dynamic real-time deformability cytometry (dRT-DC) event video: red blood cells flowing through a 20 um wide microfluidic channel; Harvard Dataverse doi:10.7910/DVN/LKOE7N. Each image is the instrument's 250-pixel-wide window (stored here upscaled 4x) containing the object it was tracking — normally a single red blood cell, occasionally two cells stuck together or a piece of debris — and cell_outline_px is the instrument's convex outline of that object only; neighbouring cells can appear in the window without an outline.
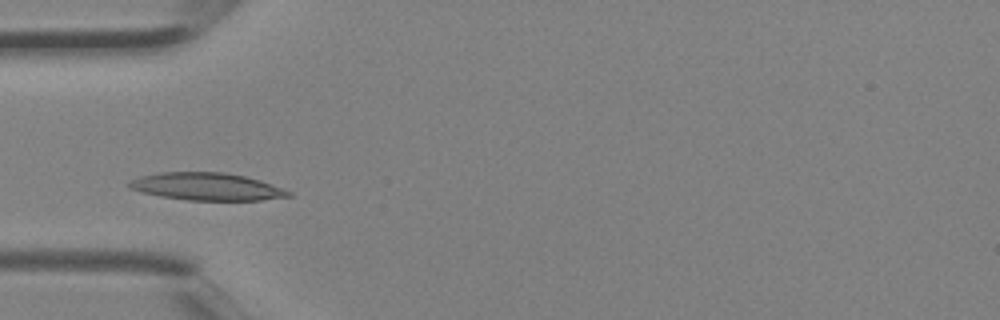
{"species": "Egyptian fruit bat (a non-hibernating species)", "species_latin": "Rousettus aegyptiacus", "temperature_condition": "room temperature", "stored_images_in_passage": 2, "camera_frame_rate_fps": 3000, "um_per_image_px": 0.085, "animal": {"sex": "female"}, "frame": {"image": 1, "passage_image": 2, "time_ms": 0.333, "image_size_px": [1000, 320], "cell_outline_px": [[292, 196], [260, 200], [188, 200], [160, 196], [140, 192], [128, 188], [128, 184], [132, 180], [140, 176], [160, 172], [224, 172], [244, 176], [260, 180], [284, 188], [292, 192]], "centroid_in_image_um": [17.58, 15.86], "position_along_channel_um": 67.4, "area_um2": 25.55}}